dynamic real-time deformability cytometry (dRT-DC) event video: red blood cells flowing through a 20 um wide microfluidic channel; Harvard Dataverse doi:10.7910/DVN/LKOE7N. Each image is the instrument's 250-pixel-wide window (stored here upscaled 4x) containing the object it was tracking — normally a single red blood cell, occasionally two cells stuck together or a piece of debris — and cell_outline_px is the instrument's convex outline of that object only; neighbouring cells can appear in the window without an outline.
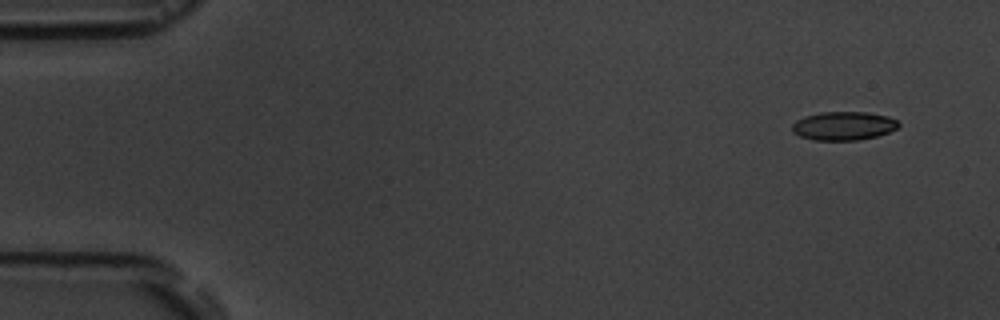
{"species": "common noctule bat (a hibernating species)", "species_latin": "Nyctalus noctula", "temperature_condition": "room temperature", "stored_images_in_passage": 15, "camera_frame_rate_fps": 3000, "um_per_image_px": 0.085, "animal": {"sex": "male", "body_mass_g": 19.5, "forearm_length_mm": 54.6}, "frame": {"image": 1, "passage_image": 1, "time_ms": 0.0, "image_size_px": [1000, 320], "cell_outline_px": [[900, 124], [896, 128], [888, 132], [876, 136], [860, 140], [812, 140], [800, 136], [792, 132], [792, 124], [796, 120], [804, 116], [820, 112], [868, 112], [888, 116], [896, 120]], "centroid_in_image_um": [71.67, 10.69], "position_along_channel_um": 13.3, "area_um2": 17.8}}
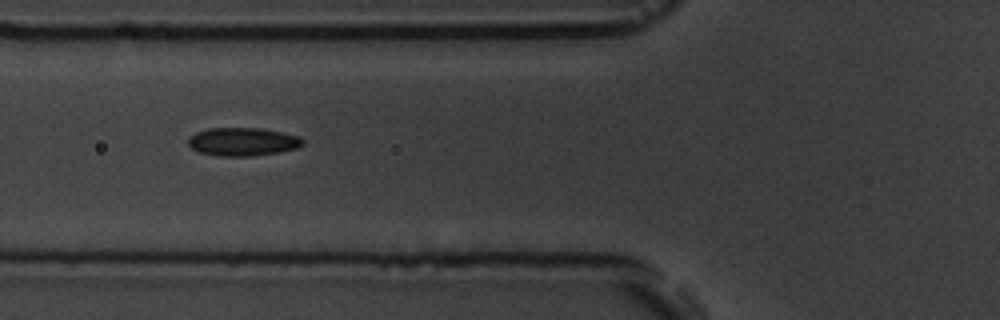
{"frame": {"image": 2, "passage_image": 6, "time_ms": 5.667, "image_size_px": [1000, 320], "cell_outline_px": [[304, 144], [296, 148], [276, 152], [248, 156], [220, 156], [200, 152], [192, 148], [188, 144], [188, 136], [196, 132], [208, 128], [260, 128], [300, 136], [304, 140]], "centroid_in_image_um": [20.61, 12.03], "position_along_channel_um": 105.2, "area_um2": 18.73}}
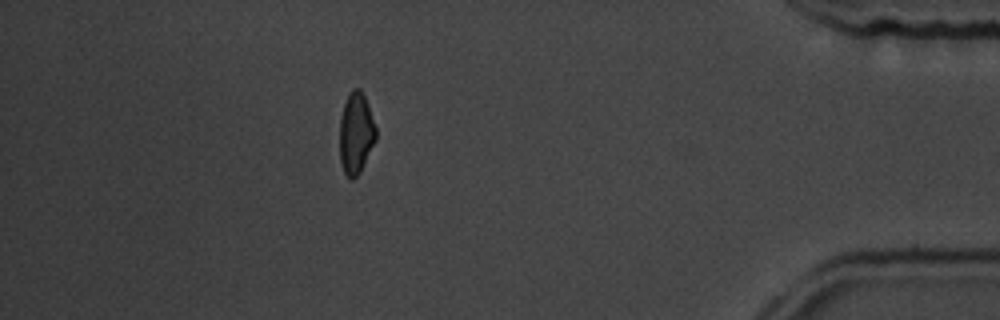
{"frame": {"image": 3, "passage_image": 14, "time_ms": 15.0, "image_size_px": [1000, 320], "cell_outline_px": [[376, 140], [360, 172], [352, 180], [344, 172], [340, 164], [340, 120], [344, 104], [348, 92], [352, 88], [360, 88], [368, 104], [376, 128]], "centroid_in_image_um": [30.25, 11.31], "position_along_channel_um": 404.9, "area_um2": 17.22}, "authors_computed_cell_mechanics": {"area_um2": 17.8602, "velocity_mm_per_s": 3.7075, "shape_relaxation_time_tau1_ms": 2.7946, "shape_relaxation_time_tau2_ms": null, "deformation_change_tau1": 0.0796, "deformation_change_tau2": null}}